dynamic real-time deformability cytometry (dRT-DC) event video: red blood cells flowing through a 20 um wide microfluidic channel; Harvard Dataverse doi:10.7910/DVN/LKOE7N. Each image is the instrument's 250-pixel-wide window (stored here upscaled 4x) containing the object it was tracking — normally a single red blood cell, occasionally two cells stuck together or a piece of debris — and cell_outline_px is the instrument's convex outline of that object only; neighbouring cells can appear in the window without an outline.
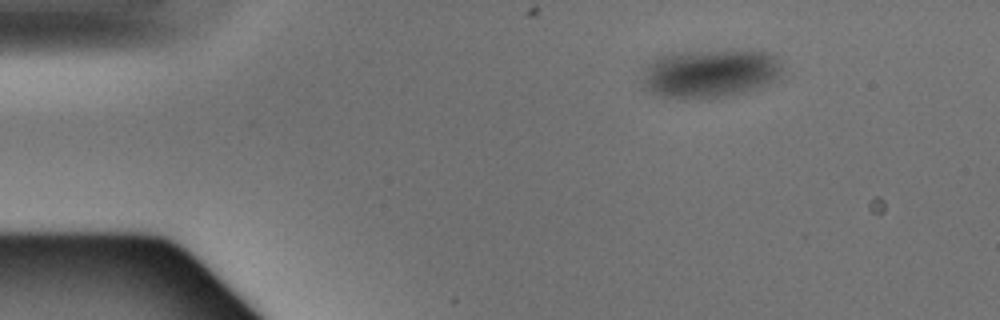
{"species": "Egyptian fruit bat (a non-hibernating species)", "species_latin": "Rousettus aegyptiacus", "temperature_condition": "warm", "stored_images_in_passage": 3, "camera_frame_rate_fps": 3000, "um_per_image_px": 0.085, "animal": {"sex": "male"}, "frame": {"image": 1, "passage_image": 1, "time_ms": 0.0, "image_size_px": [1000, 320], "cell_outline_px": [[784, 68], [780, 80], [732, 96], [708, 100], [680, 100], [660, 96], [644, 88], [640, 84], [644, 72], [648, 64], [656, 56], [680, 52], [740, 48], [748, 48], [768, 52], [784, 64]], "centroid_in_image_um": [60.41, 6.24], "position_along_channel_um": 24.6, "area_um2": 41.73}}